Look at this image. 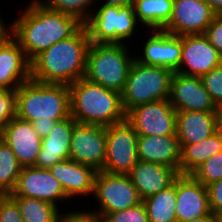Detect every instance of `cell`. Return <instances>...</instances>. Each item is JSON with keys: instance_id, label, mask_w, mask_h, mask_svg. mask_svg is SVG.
<instances>
[{"instance_id": "cell-1", "label": "cell", "mask_w": 222, "mask_h": 222, "mask_svg": "<svg viewBox=\"0 0 222 222\" xmlns=\"http://www.w3.org/2000/svg\"><path fill=\"white\" fill-rule=\"evenodd\" d=\"M9 21H12L11 36L30 62L53 44L72 36L83 25L73 16L51 10L40 0H30L17 18Z\"/></svg>"}, {"instance_id": "cell-2", "label": "cell", "mask_w": 222, "mask_h": 222, "mask_svg": "<svg viewBox=\"0 0 222 222\" xmlns=\"http://www.w3.org/2000/svg\"><path fill=\"white\" fill-rule=\"evenodd\" d=\"M91 44L82 25L72 36L42 51L31 62V79L41 83L70 85L83 78Z\"/></svg>"}, {"instance_id": "cell-3", "label": "cell", "mask_w": 222, "mask_h": 222, "mask_svg": "<svg viewBox=\"0 0 222 222\" xmlns=\"http://www.w3.org/2000/svg\"><path fill=\"white\" fill-rule=\"evenodd\" d=\"M70 114L83 124L109 126L126 120L121 93L85 77L69 85Z\"/></svg>"}, {"instance_id": "cell-4", "label": "cell", "mask_w": 222, "mask_h": 222, "mask_svg": "<svg viewBox=\"0 0 222 222\" xmlns=\"http://www.w3.org/2000/svg\"><path fill=\"white\" fill-rule=\"evenodd\" d=\"M16 116L27 121H61L71 116L69 85L28 80L16 89Z\"/></svg>"}, {"instance_id": "cell-5", "label": "cell", "mask_w": 222, "mask_h": 222, "mask_svg": "<svg viewBox=\"0 0 222 222\" xmlns=\"http://www.w3.org/2000/svg\"><path fill=\"white\" fill-rule=\"evenodd\" d=\"M129 46V44L91 42L84 77L121 93L135 59Z\"/></svg>"}, {"instance_id": "cell-6", "label": "cell", "mask_w": 222, "mask_h": 222, "mask_svg": "<svg viewBox=\"0 0 222 222\" xmlns=\"http://www.w3.org/2000/svg\"><path fill=\"white\" fill-rule=\"evenodd\" d=\"M96 7L83 24L91 42L108 44H128L129 42L130 44L136 40V35L140 36L139 31L143 32L140 30L143 27L139 26L137 21L134 5H99L97 3Z\"/></svg>"}, {"instance_id": "cell-7", "label": "cell", "mask_w": 222, "mask_h": 222, "mask_svg": "<svg viewBox=\"0 0 222 222\" xmlns=\"http://www.w3.org/2000/svg\"><path fill=\"white\" fill-rule=\"evenodd\" d=\"M173 74L168 68L147 65L134 59L121 92L124 112L148 102L169 99Z\"/></svg>"}, {"instance_id": "cell-8", "label": "cell", "mask_w": 222, "mask_h": 222, "mask_svg": "<svg viewBox=\"0 0 222 222\" xmlns=\"http://www.w3.org/2000/svg\"><path fill=\"white\" fill-rule=\"evenodd\" d=\"M92 198L97 200L93 211L101 217L137 206L143 201L128 174H111L103 170L96 173Z\"/></svg>"}, {"instance_id": "cell-9", "label": "cell", "mask_w": 222, "mask_h": 222, "mask_svg": "<svg viewBox=\"0 0 222 222\" xmlns=\"http://www.w3.org/2000/svg\"><path fill=\"white\" fill-rule=\"evenodd\" d=\"M138 134L125 120L106 126V157L103 171L111 174H128L139 161Z\"/></svg>"}, {"instance_id": "cell-10", "label": "cell", "mask_w": 222, "mask_h": 222, "mask_svg": "<svg viewBox=\"0 0 222 222\" xmlns=\"http://www.w3.org/2000/svg\"><path fill=\"white\" fill-rule=\"evenodd\" d=\"M138 136L176 135V110L169 99L138 105L126 113Z\"/></svg>"}, {"instance_id": "cell-11", "label": "cell", "mask_w": 222, "mask_h": 222, "mask_svg": "<svg viewBox=\"0 0 222 222\" xmlns=\"http://www.w3.org/2000/svg\"><path fill=\"white\" fill-rule=\"evenodd\" d=\"M106 127L76 123L71 137L69 158L102 171L106 157Z\"/></svg>"}, {"instance_id": "cell-12", "label": "cell", "mask_w": 222, "mask_h": 222, "mask_svg": "<svg viewBox=\"0 0 222 222\" xmlns=\"http://www.w3.org/2000/svg\"><path fill=\"white\" fill-rule=\"evenodd\" d=\"M147 31L145 41L134 58L144 64L161 66L176 72L182 58V36H175L163 30Z\"/></svg>"}, {"instance_id": "cell-13", "label": "cell", "mask_w": 222, "mask_h": 222, "mask_svg": "<svg viewBox=\"0 0 222 222\" xmlns=\"http://www.w3.org/2000/svg\"><path fill=\"white\" fill-rule=\"evenodd\" d=\"M9 196H24L47 201L61 210L65 200H69L59 181L51 174L49 169L22 167L16 186Z\"/></svg>"}, {"instance_id": "cell-14", "label": "cell", "mask_w": 222, "mask_h": 222, "mask_svg": "<svg viewBox=\"0 0 222 222\" xmlns=\"http://www.w3.org/2000/svg\"><path fill=\"white\" fill-rule=\"evenodd\" d=\"M215 15L204 0H174L171 19L162 30L175 36L205 34Z\"/></svg>"}, {"instance_id": "cell-15", "label": "cell", "mask_w": 222, "mask_h": 222, "mask_svg": "<svg viewBox=\"0 0 222 222\" xmlns=\"http://www.w3.org/2000/svg\"><path fill=\"white\" fill-rule=\"evenodd\" d=\"M222 64V55L205 34L182 35V58L177 73L201 77Z\"/></svg>"}, {"instance_id": "cell-16", "label": "cell", "mask_w": 222, "mask_h": 222, "mask_svg": "<svg viewBox=\"0 0 222 222\" xmlns=\"http://www.w3.org/2000/svg\"><path fill=\"white\" fill-rule=\"evenodd\" d=\"M169 101L176 111L216 112L202 80L174 72L171 79Z\"/></svg>"}, {"instance_id": "cell-17", "label": "cell", "mask_w": 222, "mask_h": 222, "mask_svg": "<svg viewBox=\"0 0 222 222\" xmlns=\"http://www.w3.org/2000/svg\"><path fill=\"white\" fill-rule=\"evenodd\" d=\"M0 138L10 146L21 167L35 165L42 138L34 130L30 121L15 116L3 128Z\"/></svg>"}, {"instance_id": "cell-18", "label": "cell", "mask_w": 222, "mask_h": 222, "mask_svg": "<svg viewBox=\"0 0 222 222\" xmlns=\"http://www.w3.org/2000/svg\"><path fill=\"white\" fill-rule=\"evenodd\" d=\"M212 214L207 187L191 175L180 174L176 178L177 222H183Z\"/></svg>"}, {"instance_id": "cell-19", "label": "cell", "mask_w": 222, "mask_h": 222, "mask_svg": "<svg viewBox=\"0 0 222 222\" xmlns=\"http://www.w3.org/2000/svg\"><path fill=\"white\" fill-rule=\"evenodd\" d=\"M49 171L59 181L69 200L92 197L97 171L90 166L66 159L54 164ZM79 197V198H77Z\"/></svg>"}, {"instance_id": "cell-20", "label": "cell", "mask_w": 222, "mask_h": 222, "mask_svg": "<svg viewBox=\"0 0 222 222\" xmlns=\"http://www.w3.org/2000/svg\"><path fill=\"white\" fill-rule=\"evenodd\" d=\"M31 79L30 61L12 37L0 45V88L16 90Z\"/></svg>"}, {"instance_id": "cell-21", "label": "cell", "mask_w": 222, "mask_h": 222, "mask_svg": "<svg viewBox=\"0 0 222 222\" xmlns=\"http://www.w3.org/2000/svg\"><path fill=\"white\" fill-rule=\"evenodd\" d=\"M76 123L72 116L56 122L50 133L42 138L34 167L50 169L54 164L69 159L71 137Z\"/></svg>"}, {"instance_id": "cell-22", "label": "cell", "mask_w": 222, "mask_h": 222, "mask_svg": "<svg viewBox=\"0 0 222 222\" xmlns=\"http://www.w3.org/2000/svg\"><path fill=\"white\" fill-rule=\"evenodd\" d=\"M138 159L175 169L179 173L181 146L176 135L139 136Z\"/></svg>"}, {"instance_id": "cell-23", "label": "cell", "mask_w": 222, "mask_h": 222, "mask_svg": "<svg viewBox=\"0 0 222 222\" xmlns=\"http://www.w3.org/2000/svg\"><path fill=\"white\" fill-rule=\"evenodd\" d=\"M128 175L144 200L168 188L180 174L173 168L139 160Z\"/></svg>"}, {"instance_id": "cell-24", "label": "cell", "mask_w": 222, "mask_h": 222, "mask_svg": "<svg viewBox=\"0 0 222 222\" xmlns=\"http://www.w3.org/2000/svg\"><path fill=\"white\" fill-rule=\"evenodd\" d=\"M217 131L216 112L176 111V136L180 146L198 143Z\"/></svg>"}, {"instance_id": "cell-25", "label": "cell", "mask_w": 222, "mask_h": 222, "mask_svg": "<svg viewBox=\"0 0 222 222\" xmlns=\"http://www.w3.org/2000/svg\"><path fill=\"white\" fill-rule=\"evenodd\" d=\"M219 152H222V133L220 131L198 143L181 145L179 174L190 175L207 159Z\"/></svg>"}, {"instance_id": "cell-26", "label": "cell", "mask_w": 222, "mask_h": 222, "mask_svg": "<svg viewBox=\"0 0 222 222\" xmlns=\"http://www.w3.org/2000/svg\"><path fill=\"white\" fill-rule=\"evenodd\" d=\"M174 0H135L134 12L145 29L162 30L172 16Z\"/></svg>"}, {"instance_id": "cell-27", "label": "cell", "mask_w": 222, "mask_h": 222, "mask_svg": "<svg viewBox=\"0 0 222 222\" xmlns=\"http://www.w3.org/2000/svg\"><path fill=\"white\" fill-rule=\"evenodd\" d=\"M147 210L149 222H177L176 207V179L168 188L142 201Z\"/></svg>"}, {"instance_id": "cell-28", "label": "cell", "mask_w": 222, "mask_h": 222, "mask_svg": "<svg viewBox=\"0 0 222 222\" xmlns=\"http://www.w3.org/2000/svg\"><path fill=\"white\" fill-rule=\"evenodd\" d=\"M10 197L17 203L24 222H59L60 207L36 198Z\"/></svg>"}, {"instance_id": "cell-29", "label": "cell", "mask_w": 222, "mask_h": 222, "mask_svg": "<svg viewBox=\"0 0 222 222\" xmlns=\"http://www.w3.org/2000/svg\"><path fill=\"white\" fill-rule=\"evenodd\" d=\"M21 165L10 146L0 138V194L9 195L13 192Z\"/></svg>"}, {"instance_id": "cell-30", "label": "cell", "mask_w": 222, "mask_h": 222, "mask_svg": "<svg viewBox=\"0 0 222 222\" xmlns=\"http://www.w3.org/2000/svg\"><path fill=\"white\" fill-rule=\"evenodd\" d=\"M48 8L75 17L82 24L97 6L95 0H40ZM93 7H92V6Z\"/></svg>"}, {"instance_id": "cell-31", "label": "cell", "mask_w": 222, "mask_h": 222, "mask_svg": "<svg viewBox=\"0 0 222 222\" xmlns=\"http://www.w3.org/2000/svg\"><path fill=\"white\" fill-rule=\"evenodd\" d=\"M190 175L206 187L222 179V152L207 159Z\"/></svg>"}, {"instance_id": "cell-32", "label": "cell", "mask_w": 222, "mask_h": 222, "mask_svg": "<svg viewBox=\"0 0 222 222\" xmlns=\"http://www.w3.org/2000/svg\"><path fill=\"white\" fill-rule=\"evenodd\" d=\"M102 222H149L147 210L143 202L137 206L118 211L107 213L102 217Z\"/></svg>"}, {"instance_id": "cell-33", "label": "cell", "mask_w": 222, "mask_h": 222, "mask_svg": "<svg viewBox=\"0 0 222 222\" xmlns=\"http://www.w3.org/2000/svg\"><path fill=\"white\" fill-rule=\"evenodd\" d=\"M201 80L208 91L211 100L219 107L222 105V64L202 75Z\"/></svg>"}, {"instance_id": "cell-34", "label": "cell", "mask_w": 222, "mask_h": 222, "mask_svg": "<svg viewBox=\"0 0 222 222\" xmlns=\"http://www.w3.org/2000/svg\"><path fill=\"white\" fill-rule=\"evenodd\" d=\"M16 116V90L0 88V133Z\"/></svg>"}, {"instance_id": "cell-35", "label": "cell", "mask_w": 222, "mask_h": 222, "mask_svg": "<svg viewBox=\"0 0 222 222\" xmlns=\"http://www.w3.org/2000/svg\"><path fill=\"white\" fill-rule=\"evenodd\" d=\"M0 222H24L17 203L9 195L0 197Z\"/></svg>"}, {"instance_id": "cell-36", "label": "cell", "mask_w": 222, "mask_h": 222, "mask_svg": "<svg viewBox=\"0 0 222 222\" xmlns=\"http://www.w3.org/2000/svg\"><path fill=\"white\" fill-rule=\"evenodd\" d=\"M59 222H102V217L92 209L84 211L79 207L75 211L62 210Z\"/></svg>"}, {"instance_id": "cell-37", "label": "cell", "mask_w": 222, "mask_h": 222, "mask_svg": "<svg viewBox=\"0 0 222 222\" xmlns=\"http://www.w3.org/2000/svg\"><path fill=\"white\" fill-rule=\"evenodd\" d=\"M209 42L222 55V14H216L205 32Z\"/></svg>"}, {"instance_id": "cell-38", "label": "cell", "mask_w": 222, "mask_h": 222, "mask_svg": "<svg viewBox=\"0 0 222 222\" xmlns=\"http://www.w3.org/2000/svg\"><path fill=\"white\" fill-rule=\"evenodd\" d=\"M210 209L212 214L222 213V179L207 186Z\"/></svg>"}, {"instance_id": "cell-39", "label": "cell", "mask_w": 222, "mask_h": 222, "mask_svg": "<svg viewBox=\"0 0 222 222\" xmlns=\"http://www.w3.org/2000/svg\"><path fill=\"white\" fill-rule=\"evenodd\" d=\"M56 122L57 121H31L34 130L41 138L46 137L50 133Z\"/></svg>"}, {"instance_id": "cell-40", "label": "cell", "mask_w": 222, "mask_h": 222, "mask_svg": "<svg viewBox=\"0 0 222 222\" xmlns=\"http://www.w3.org/2000/svg\"><path fill=\"white\" fill-rule=\"evenodd\" d=\"M1 12V10H0ZM2 14H0V45L11 36V23L5 24L8 20L3 19Z\"/></svg>"}, {"instance_id": "cell-41", "label": "cell", "mask_w": 222, "mask_h": 222, "mask_svg": "<svg viewBox=\"0 0 222 222\" xmlns=\"http://www.w3.org/2000/svg\"><path fill=\"white\" fill-rule=\"evenodd\" d=\"M96 3L98 2L95 0ZM99 4L101 5H123V6H131L134 5V0H99ZM102 2V3H101Z\"/></svg>"}, {"instance_id": "cell-42", "label": "cell", "mask_w": 222, "mask_h": 222, "mask_svg": "<svg viewBox=\"0 0 222 222\" xmlns=\"http://www.w3.org/2000/svg\"><path fill=\"white\" fill-rule=\"evenodd\" d=\"M216 14H222V0H204Z\"/></svg>"}, {"instance_id": "cell-43", "label": "cell", "mask_w": 222, "mask_h": 222, "mask_svg": "<svg viewBox=\"0 0 222 222\" xmlns=\"http://www.w3.org/2000/svg\"><path fill=\"white\" fill-rule=\"evenodd\" d=\"M183 222H217V216L214 214H209L207 216H203L200 218L187 220V221H183Z\"/></svg>"}, {"instance_id": "cell-44", "label": "cell", "mask_w": 222, "mask_h": 222, "mask_svg": "<svg viewBox=\"0 0 222 222\" xmlns=\"http://www.w3.org/2000/svg\"><path fill=\"white\" fill-rule=\"evenodd\" d=\"M216 118H217V130L222 133V105L217 107Z\"/></svg>"}, {"instance_id": "cell-45", "label": "cell", "mask_w": 222, "mask_h": 222, "mask_svg": "<svg viewBox=\"0 0 222 222\" xmlns=\"http://www.w3.org/2000/svg\"><path fill=\"white\" fill-rule=\"evenodd\" d=\"M217 222H222V213L219 216H217Z\"/></svg>"}]
</instances>
